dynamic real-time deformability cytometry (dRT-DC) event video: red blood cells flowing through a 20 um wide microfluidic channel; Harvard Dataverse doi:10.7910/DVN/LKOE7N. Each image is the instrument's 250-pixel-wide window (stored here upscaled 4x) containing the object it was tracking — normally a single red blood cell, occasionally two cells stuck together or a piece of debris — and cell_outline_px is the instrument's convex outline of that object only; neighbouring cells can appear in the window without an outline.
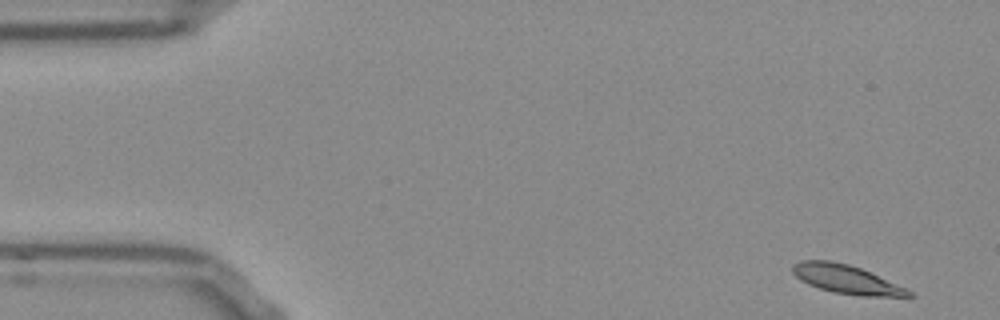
{"species": "Egyptian fruit bat (a non-hibernating species)", "species_latin": "Rousettus aegyptiacus", "temperature_condition": "room temperature", "stored_images_in_passage": 51, "camera_frame_rate_fps": 3000, "um_per_image_px": 0.085, "frame": {"image": 1, "passage_image": 1, "time_ms": 0.0, "image_size_px": [1000, 320], "cell_outline_px": [[916, 296], [860, 296], [832, 292], [808, 284], [800, 280], [792, 272], [792, 264], [804, 260], [828, 260], [848, 264], [860, 268], [904, 288], [912, 292]], "centroid_in_image_um": [71.88, 23.74], "position_along_channel_um": 13.1, "area_um2": 19.07}}
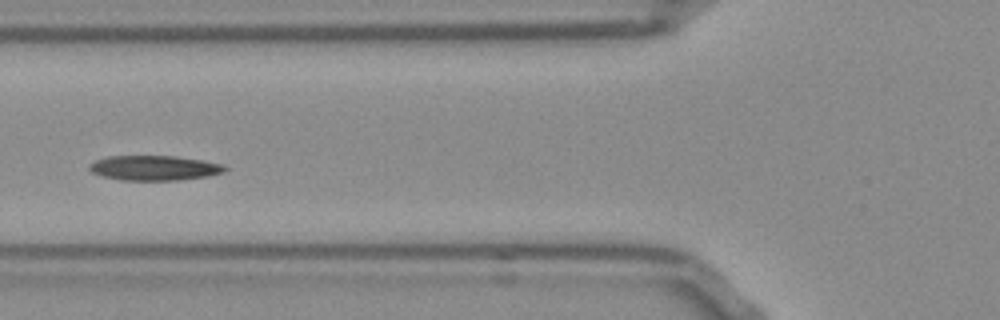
{"frame": {"image": 2, "passage_image": 18, "time_ms": 5.667, "image_size_px": [1000, 320], "cell_outline_px": [[228, 168], [224, 172], [208, 176], [180, 180], [120, 180], [100, 176], [92, 172], [88, 168], [88, 164], [96, 160], [108, 156], [176, 156], [204, 160], [224, 164]], "centroid_in_image_um": [13.12, 14.27], "position_along_channel_um": 112.7, "area_um2": 19.88}}
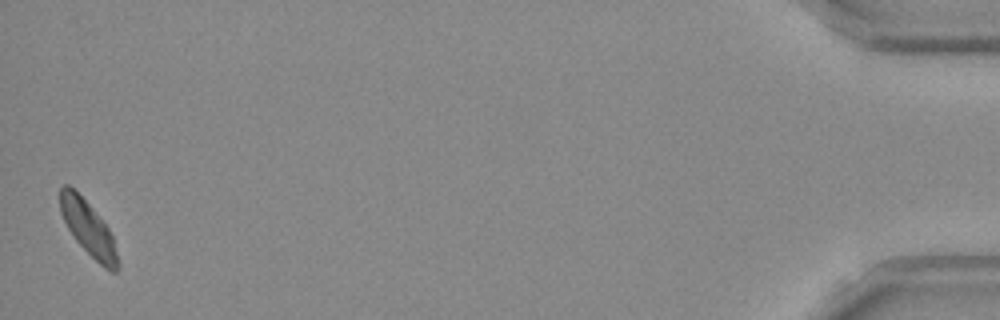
{"frame": {"image": 3, "passage_image": 51, "time_ms": 16.667, "image_size_px": [1000, 320], "cell_outline_px": [[120, 268], [116, 272], [112, 272], [104, 268], [76, 240], [68, 228], [60, 212], [60, 188], [64, 184], [68, 184], [88, 204], [108, 228], [112, 236], [120, 264]], "centroid_in_image_um": [7.51, 19.45], "position_along_channel_um": 427.7, "area_um2": 17.8}, "authors_computed_cell_mechanics": {"area_um2": 19.2474, "velocity_mm_per_s": 3.7519, "shape_relaxation_time_tau1_ms": 5.9592, "shape_relaxation_time_tau2_ms": 2.3947, "deformation_change_tau1": 0.1561, "deformation_change_tau2": 0.0609}}